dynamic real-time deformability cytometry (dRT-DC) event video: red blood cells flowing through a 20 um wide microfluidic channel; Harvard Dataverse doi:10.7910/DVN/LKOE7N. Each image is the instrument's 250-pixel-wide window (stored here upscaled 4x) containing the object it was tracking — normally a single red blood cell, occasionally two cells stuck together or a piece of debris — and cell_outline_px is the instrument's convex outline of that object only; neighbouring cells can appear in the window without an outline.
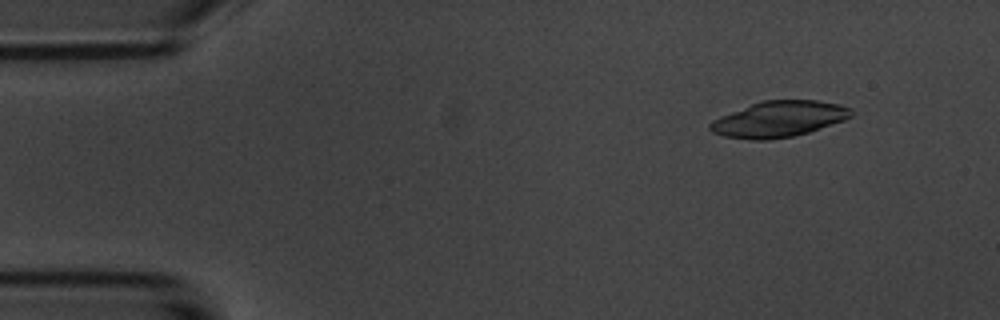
{"species": "common noctule bat (a hibernating species)", "species_latin": "Nyctalus noctula", "temperature_condition": "room temperature", "stored_images_in_passage": 4, "camera_frame_rate_fps": 3000, "um_per_image_px": 0.085, "animal": {"sex": "male", "body_mass_g": 20.1, "forearm_length_mm": 53.5}, "frame": {"image": 1, "passage_image": 2, "time_ms": 1.333, "image_size_px": [1000, 320], "cell_outline_px": [[852, 116], [844, 120], [808, 132], [792, 136], [768, 140], [752, 140], [724, 136], [712, 132], [708, 128], [708, 124], [712, 120], [720, 116], [752, 104], [764, 100], [816, 100], [840, 104], [852, 108]], "centroid_in_image_um": [66.2, 10.12], "position_along_channel_um": 18.8, "area_um2": 29.42}}